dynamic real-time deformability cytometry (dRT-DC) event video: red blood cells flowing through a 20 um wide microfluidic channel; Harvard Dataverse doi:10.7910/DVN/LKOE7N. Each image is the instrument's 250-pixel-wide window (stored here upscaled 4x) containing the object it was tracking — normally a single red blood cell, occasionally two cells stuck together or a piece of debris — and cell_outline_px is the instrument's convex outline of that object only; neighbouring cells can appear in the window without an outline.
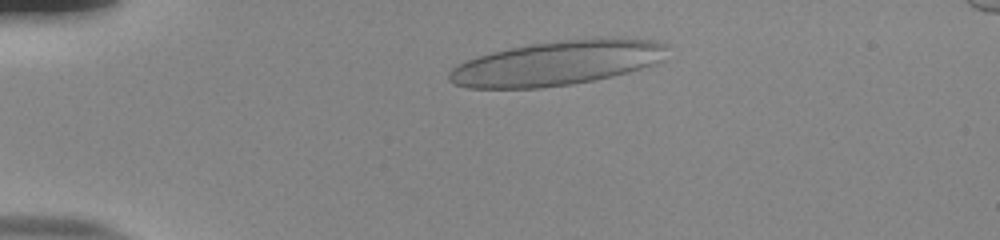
{"species": "human", "species_latin": "Homo sapiens", "temperature_condition": "room temperature", "stored_images_in_passage": 40, "camera_frame_rate_fps": 3000, "um_per_image_px": 0.085, "donor": {"sex": "male"}, "frame": {"image": 1, "passage_image": 5, "time_ms": 1.333, "image_size_px": [1000, 240], "cell_outline_px": [[664, 44], [648, 64], [624, 72], [592, 80], [572, 84], [540, 88], [468, 88], [452, 84], [448, 80], [448, 72], [452, 68], [468, 60], [492, 52], [512, 48], [536, 44], [568, 40], [648, 40]], "centroid_in_image_um": [47.03, 5.42], "position_along_channel_um": 38.0, "area_um2": 53.41}}
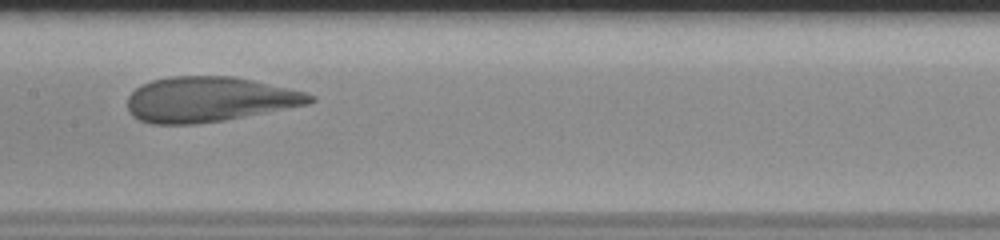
{"frame": {"image": 2, "passage_image": 21, "time_ms": 6.667, "image_size_px": [1000, 240], "cell_outline_px": [[316, 100], [308, 104], [224, 120], [192, 124], [152, 124], [140, 120], [132, 116], [128, 108], [128, 96], [136, 88], [152, 80], [172, 76], [232, 76], [304, 92], [312, 96]], "centroid_in_image_um": [17.72, 8.45], "position_along_channel_um": 189.7, "area_um2": 47.34}}
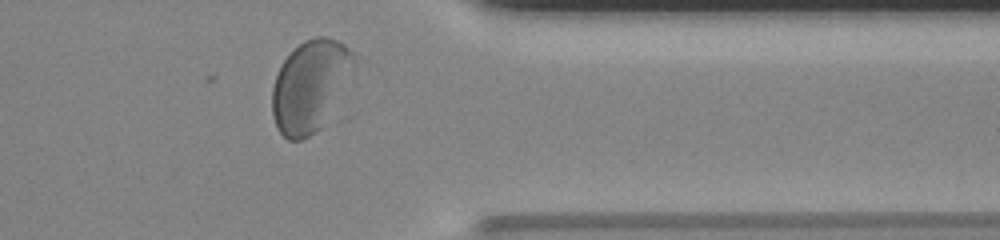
{"frame": {"image": 3, "passage_image": 37, "time_ms": 12.0, "image_size_px": [1000, 240], "cell_outline_px": [[356, 52], [328, 124], [316, 132], [300, 140], [288, 140], [280, 132], [272, 116], [272, 88], [276, 76], [284, 60], [304, 40], [316, 36], [324, 36], [336, 40], [344, 44]], "centroid_in_image_um": [26.33, 7.33], "position_along_channel_um": 385.1, "area_um2": 43.0}, "authors_computed_cell_mechanics": {"area_um2": 47.6272, "velocity_mm_per_s": 3.7671, "shape_relaxation_time_tau1_ms": 10.9829, "shape_relaxation_time_tau2_ms": null, "deformation_change_tau1": 0.409, "deformation_change_tau2": null}}